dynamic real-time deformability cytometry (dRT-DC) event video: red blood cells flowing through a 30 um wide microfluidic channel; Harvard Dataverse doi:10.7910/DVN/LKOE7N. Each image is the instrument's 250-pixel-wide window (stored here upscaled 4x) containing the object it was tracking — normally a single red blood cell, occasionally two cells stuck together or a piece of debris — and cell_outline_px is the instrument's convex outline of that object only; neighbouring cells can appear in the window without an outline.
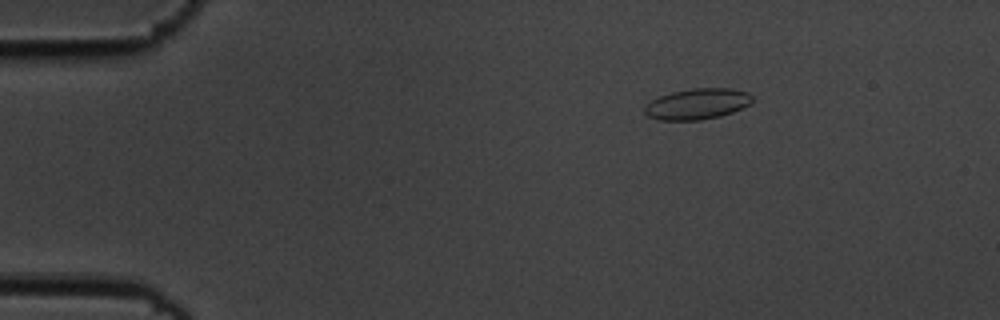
{"species": "common noctule bat (a hibernating species)", "species_latin": "Nyctalus noctula", "temperature_condition": "cold", "stored_images_in_passage": 48, "camera_frame_rate_fps": 3000, "um_per_image_px": 0.085, "animal": {"sex": "male", "body_mass_g": 19.5, "forearm_length_mm": 54.6}, "frame": {"image": 1, "passage_image": 1, "time_ms": 0.0, "image_size_px": [1000, 320], "cell_outline_px": [[752, 100], [748, 104], [732, 112], [720, 116], [700, 120], [656, 120], [648, 116], [644, 112], [644, 108], [652, 100], [660, 96], [672, 92], [692, 88], [728, 88], [748, 92], [752, 96]], "centroid_in_image_um": [59.24, 8.84], "position_along_channel_um": 25.8, "area_um2": 19.19}}
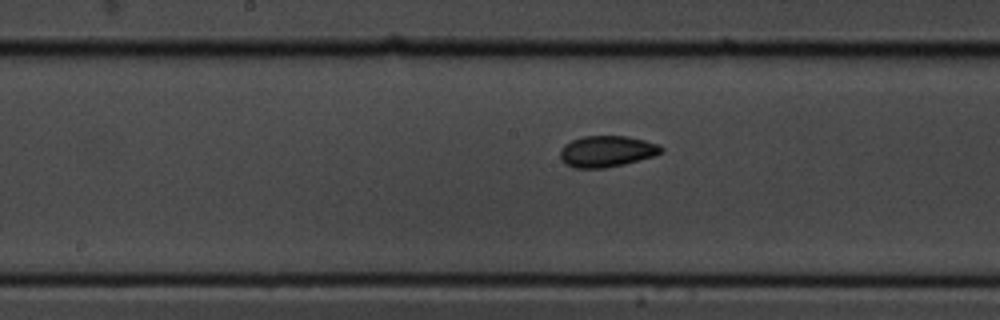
{"frame": {"image": 2, "passage_image": 21, "time_ms": 6.667, "image_size_px": [1000, 320], "cell_outline_px": [[664, 152], [656, 156], [624, 164], [604, 168], [572, 168], [564, 164], [560, 160], [560, 148], [564, 144], [572, 140], [584, 136], [628, 136], [660, 144], [664, 148]], "centroid_in_image_um": [51.58, 12.87], "position_along_channel_um": 196.6, "area_um2": 18.79}}
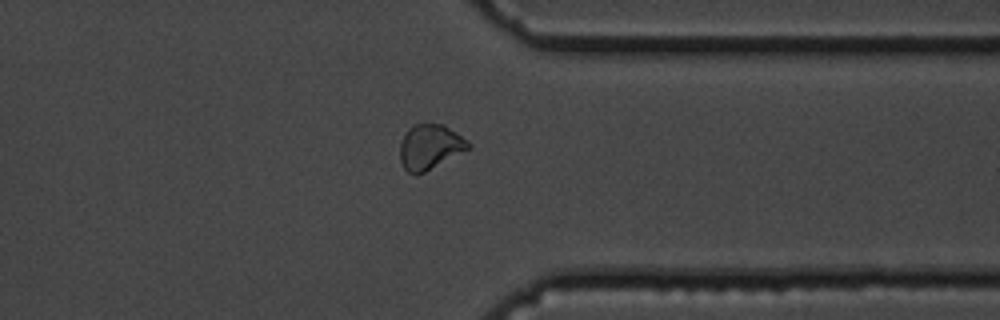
{"frame": {"image": 3, "passage_image": 36, "time_ms": 11.667, "image_size_px": [1000, 320], "cell_outline_px": [[472, 148], [416, 176], [408, 172], [404, 168], [400, 160], [400, 144], [408, 128], [412, 124], [424, 120], [444, 124], [468, 140], [472, 144]], "centroid_in_image_um": [36.56, 12.44], "position_along_channel_um": 374.8, "area_um2": 18.55}, "authors_computed_cell_mechanics": {"area_um2": 18.3226, "velocity_mm_per_s": 3.6125, "shape_relaxation_time_tau1_ms": 2.1211, "shape_relaxation_time_tau2_ms": 2.1622, "deformation_change_tau1": 0.0951, "deformation_change_tau2": 0.0665}}